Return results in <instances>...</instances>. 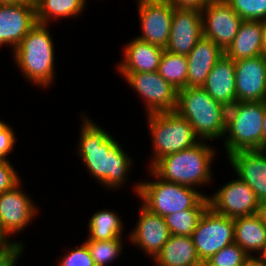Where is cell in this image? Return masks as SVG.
Masks as SVG:
<instances>
[{"label":"cell","instance_id":"obj_1","mask_svg":"<svg viewBox=\"0 0 266 266\" xmlns=\"http://www.w3.org/2000/svg\"><path fill=\"white\" fill-rule=\"evenodd\" d=\"M83 123L80 129L77 151L80 160L89 175L105 188L117 190L128 181L127 176L133 160L110 133L96 122L81 115Z\"/></svg>","mask_w":266,"mask_h":266},{"label":"cell","instance_id":"obj_2","mask_svg":"<svg viewBox=\"0 0 266 266\" xmlns=\"http://www.w3.org/2000/svg\"><path fill=\"white\" fill-rule=\"evenodd\" d=\"M207 141L169 154L159 159L150 169L162 180L189 186L202 187L212 182V161L216 158V149Z\"/></svg>","mask_w":266,"mask_h":266},{"label":"cell","instance_id":"obj_3","mask_svg":"<svg viewBox=\"0 0 266 266\" xmlns=\"http://www.w3.org/2000/svg\"><path fill=\"white\" fill-rule=\"evenodd\" d=\"M48 24H35L13 51L15 65L35 86L49 88L55 78V50Z\"/></svg>","mask_w":266,"mask_h":266},{"label":"cell","instance_id":"obj_4","mask_svg":"<svg viewBox=\"0 0 266 266\" xmlns=\"http://www.w3.org/2000/svg\"><path fill=\"white\" fill-rule=\"evenodd\" d=\"M175 111L189 122L199 140L209 142L224 138L227 108L212 99L202 87L177 90Z\"/></svg>","mask_w":266,"mask_h":266},{"label":"cell","instance_id":"obj_5","mask_svg":"<svg viewBox=\"0 0 266 266\" xmlns=\"http://www.w3.org/2000/svg\"><path fill=\"white\" fill-rule=\"evenodd\" d=\"M266 101L236 102L227 108L224 150L227 156L235 151L262 149V130Z\"/></svg>","mask_w":266,"mask_h":266},{"label":"cell","instance_id":"obj_6","mask_svg":"<svg viewBox=\"0 0 266 266\" xmlns=\"http://www.w3.org/2000/svg\"><path fill=\"white\" fill-rule=\"evenodd\" d=\"M149 173L155 180L140 181L134 190L141 204L154 214L164 217L191 209L207 196L195 188L162 180L150 168Z\"/></svg>","mask_w":266,"mask_h":266},{"label":"cell","instance_id":"obj_7","mask_svg":"<svg viewBox=\"0 0 266 266\" xmlns=\"http://www.w3.org/2000/svg\"><path fill=\"white\" fill-rule=\"evenodd\" d=\"M146 117L153 147L149 168L162 157L191 148L201 141L189 122L176 111L148 114Z\"/></svg>","mask_w":266,"mask_h":266},{"label":"cell","instance_id":"obj_8","mask_svg":"<svg viewBox=\"0 0 266 266\" xmlns=\"http://www.w3.org/2000/svg\"><path fill=\"white\" fill-rule=\"evenodd\" d=\"M201 262L234 243V220L208 207L191 235Z\"/></svg>","mask_w":266,"mask_h":266},{"label":"cell","instance_id":"obj_9","mask_svg":"<svg viewBox=\"0 0 266 266\" xmlns=\"http://www.w3.org/2000/svg\"><path fill=\"white\" fill-rule=\"evenodd\" d=\"M120 75L142 97L146 115L175 111L177 90L160 76L158 71L120 73Z\"/></svg>","mask_w":266,"mask_h":266},{"label":"cell","instance_id":"obj_10","mask_svg":"<svg viewBox=\"0 0 266 266\" xmlns=\"http://www.w3.org/2000/svg\"><path fill=\"white\" fill-rule=\"evenodd\" d=\"M209 207L218 214L236 218L259 212L260 201L250 186L238 177L207 196Z\"/></svg>","mask_w":266,"mask_h":266},{"label":"cell","instance_id":"obj_11","mask_svg":"<svg viewBox=\"0 0 266 266\" xmlns=\"http://www.w3.org/2000/svg\"><path fill=\"white\" fill-rule=\"evenodd\" d=\"M201 15L203 36L225 52L232 44L243 19L224 0H211Z\"/></svg>","mask_w":266,"mask_h":266},{"label":"cell","instance_id":"obj_12","mask_svg":"<svg viewBox=\"0 0 266 266\" xmlns=\"http://www.w3.org/2000/svg\"><path fill=\"white\" fill-rule=\"evenodd\" d=\"M142 34L137 38L165 50L174 8L166 0H137Z\"/></svg>","mask_w":266,"mask_h":266},{"label":"cell","instance_id":"obj_13","mask_svg":"<svg viewBox=\"0 0 266 266\" xmlns=\"http://www.w3.org/2000/svg\"><path fill=\"white\" fill-rule=\"evenodd\" d=\"M21 185L20 181L12 189L0 194V220L10 237L26 229L38 214L37 206Z\"/></svg>","mask_w":266,"mask_h":266},{"label":"cell","instance_id":"obj_14","mask_svg":"<svg viewBox=\"0 0 266 266\" xmlns=\"http://www.w3.org/2000/svg\"><path fill=\"white\" fill-rule=\"evenodd\" d=\"M37 23L34 4H0V46L10 45L13 52Z\"/></svg>","mask_w":266,"mask_h":266},{"label":"cell","instance_id":"obj_15","mask_svg":"<svg viewBox=\"0 0 266 266\" xmlns=\"http://www.w3.org/2000/svg\"><path fill=\"white\" fill-rule=\"evenodd\" d=\"M140 213L136 225L129 233V241L154 259L170 237L164 217L150 212L140 204Z\"/></svg>","mask_w":266,"mask_h":266},{"label":"cell","instance_id":"obj_16","mask_svg":"<svg viewBox=\"0 0 266 266\" xmlns=\"http://www.w3.org/2000/svg\"><path fill=\"white\" fill-rule=\"evenodd\" d=\"M202 37L201 11L174 8L170 37L165 50L187 56Z\"/></svg>","mask_w":266,"mask_h":266},{"label":"cell","instance_id":"obj_17","mask_svg":"<svg viewBox=\"0 0 266 266\" xmlns=\"http://www.w3.org/2000/svg\"><path fill=\"white\" fill-rule=\"evenodd\" d=\"M234 64L237 102L265 101L266 58L260 55Z\"/></svg>","mask_w":266,"mask_h":266},{"label":"cell","instance_id":"obj_18","mask_svg":"<svg viewBox=\"0 0 266 266\" xmlns=\"http://www.w3.org/2000/svg\"><path fill=\"white\" fill-rule=\"evenodd\" d=\"M227 158L237 177L250 186L260 202L266 201V150L235 151Z\"/></svg>","mask_w":266,"mask_h":266},{"label":"cell","instance_id":"obj_19","mask_svg":"<svg viewBox=\"0 0 266 266\" xmlns=\"http://www.w3.org/2000/svg\"><path fill=\"white\" fill-rule=\"evenodd\" d=\"M202 88L226 108L233 106L237 102L234 61L224 54L208 74Z\"/></svg>","mask_w":266,"mask_h":266},{"label":"cell","instance_id":"obj_20","mask_svg":"<svg viewBox=\"0 0 266 266\" xmlns=\"http://www.w3.org/2000/svg\"><path fill=\"white\" fill-rule=\"evenodd\" d=\"M122 51L124 56L117 64L118 73H136L158 71L164 49L136 37Z\"/></svg>","mask_w":266,"mask_h":266},{"label":"cell","instance_id":"obj_21","mask_svg":"<svg viewBox=\"0 0 266 266\" xmlns=\"http://www.w3.org/2000/svg\"><path fill=\"white\" fill-rule=\"evenodd\" d=\"M224 54L220 47L203 36L187 55V87H202L208 74Z\"/></svg>","mask_w":266,"mask_h":266},{"label":"cell","instance_id":"obj_22","mask_svg":"<svg viewBox=\"0 0 266 266\" xmlns=\"http://www.w3.org/2000/svg\"><path fill=\"white\" fill-rule=\"evenodd\" d=\"M234 220V243L238 244L249 256L256 252L259 257L266 250V227L258 213L240 216Z\"/></svg>","mask_w":266,"mask_h":266},{"label":"cell","instance_id":"obj_23","mask_svg":"<svg viewBox=\"0 0 266 266\" xmlns=\"http://www.w3.org/2000/svg\"><path fill=\"white\" fill-rule=\"evenodd\" d=\"M157 266H201L191 236L170 235L153 259Z\"/></svg>","mask_w":266,"mask_h":266},{"label":"cell","instance_id":"obj_24","mask_svg":"<svg viewBox=\"0 0 266 266\" xmlns=\"http://www.w3.org/2000/svg\"><path fill=\"white\" fill-rule=\"evenodd\" d=\"M262 21L243 20L225 55L233 61L262 55Z\"/></svg>","mask_w":266,"mask_h":266},{"label":"cell","instance_id":"obj_25","mask_svg":"<svg viewBox=\"0 0 266 266\" xmlns=\"http://www.w3.org/2000/svg\"><path fill=\"white\" fill-rule=\"evenodd\" d=\"M86 0H39L35 4L37 22L49 24L62 18H73L86 8Z\"/></svg>","mask_w":266,"mask_h":266},{"label":"cell","instance_id":"obj_26","mask_svg":"<svg viewBox=\"0 0 266 266\" xmlns=\"http://www.w3.org/2000/svg\"><path fill=\"white\" fill-rule=\"evenodd\" d=\"M88 221L87 239L103 241L123 237L124 223L116 211H111V209L96 211Z\"/></svg>","mask_w":266,"mask_h":266},{"label":"cell","instance_id":"obj_27","mask_svg":"<svg viewBox=\"0 0 266 266\" xmlns=\"http://www.w3.org/2000/svg\"><path fill=\"white\" fill-rule=\"evenodd\" d=\"M208 207V197L204 196L193 208L164 216L170 234L176 236H191L201 216Z\"/></svg>","mask_w":266,"mask_h":266},{"label":"cell","instance_id":"obj_28","mask_svg":"<svg viewBox=\"0 0 266 266\" xmlns=\"http://www.w3.org/2000/svg\"><path fill=\"white\" fill-rule=\"evenodd\" d=\"M158 73L176 90L187 87V56L173 54L164 50Z\"/></svg>","mask_w":266,"mask_h":266},{"label":"cell","instance_id":"obj_29","mask_svg":"<svg viewBox=\"0 0 266 266\" xmlns=\"http://www.w3.org/2000/svg\"><path fill=\"white\" fill-rule=\"evenodd\" d=\"M122 240V237L103 241L86 239L84 243L87 245L95 265L107 266L118 259L120 254L122 255L124 248Z\"/></svg>","mask_w":266,"mask_h":266},{"label":"cell","instance_id":"obj_30","mask_svg":"<svg viewBox=\"0 0 266 266\" xmlns=\"http://www.w3.org/2000/svg\"><path fill=\"white\" fill-rule=\"evenodd\" d=\"M243 20H266V0H224Z\"/></svg>","mask_w":266,"mask_h":266},{"label":"cell","instance_id":"obj_31","mask_svg":"<svg viewBox=\"0 0 266 266\" xmlns=\"http://www.w3.org/2000/svg\"><path fill=\"white\" fill-rule=\"evenodd\" d=\"M249 255L236 243L226 246L207 261L214 266H241Z\"/></svg>","mask_w":266,"mask_h":266},{"label":"cell","instance_id":"obj_32","mask_svg":"<svg viewBox=\"0 0 266 266\" xmlns=\"http://www.w3.org/2000/svg\"><path fill=\"white\" fill-rule=\"evenodd\" d=\"M59 258V266H96L84 242Z\"/></svg>","mask_w":266,"mask_h":266},{"label":"cell","instance_id":"obj_33","mask_svg":"<svg viewBox=\"0 0 266 266\" xmlns=\"http://www.w3.org/2000/svg\"><path fill=\"white\" fill-rule=\"evenodd\" d=\"M9 160L0 159V194L12 189L21 179Z\"/></svg>","mask_w":266,"mask_h":266},{"label":"cell","instance_id":"obj_34","mask_svg":"<svg viewBox=\"0 0 266 266\" xmlns=\"http://www.w3.org/2000/svg\"><path fill=\"white\" fill-rule=\"evenodd\" d=\"M16 135L11 126L0 119V159H7L8 154L12 152L16 142Z\"/></svg>","mask_w":266,"mask_h":266},{"label":"cell","instance_id":"obj_35","mask_svg":"<svg viewBox=\"0 0 266 266\" xmlns=\"http://www.w3.org/2000/svg\"><path fill=\"white\" fill-rule=\"evenodd\" d=\"M24 243L16 242L12 245L0 248V266H16L20 255H23Z\"/></svg>","mask_w":266,"mask_h":266},{"label":"cell","instance_id":"obj_36","mask_svg":"<svg viewBox=\"0 0 266 266\" xmlns=\"http://www.w3.org/2000/svg\"><path fill=\"white\" fill-rule=\"evenodd\" d=\"M176 9H197L202 11L211 0H166Z\"/></svg>","mask_w":266,"mask_h":266},{"label":"cell","instance_id":"obj_37","mask_svg":"<svg viewBox=\"0 0 266 266\" xmlns=\"http://www.w3.org/2000/svg\"><path fill=\"white\" fill-rule=\"evenodd\" d=\"M10 236L4 231V228L1 224V220H0V248H4L6 246L12 245L16 242L22 243V241H18V240H9Z\"/></svg>","mask_w":266,"mask_h":266},{"label":"cell","instance_id":"obj_38","mask_svg":"<svg viewBox=\"0 0 266 266\" xmlns=\"http://www.w3.org/2000/svg\"><path fill=\"white\" fill-rule=\"evenodd\" d=\"M241 266H266L262 257L249 256V258Z\"/></svg>","mask_w":266,"mask_h":266},{"label":"cell","instance_id":"obj_39","mask_svg":"<svg viewBox=\"0 0 266 266\" xmlns=\"http://www.w3.org/2000/svg\"><path fill=\"white\" fill-rule=\"evenodd\" d=\"M261 51L262 55L266 58V20L262 21Z\"/></svg>","mask_w":266,"mask_h":266},{"label":"cell","instance_id":"obj_40","mask_svg":"<svg viewBox=\"0 0 266 266\" xmlns=\"http://www.w3.org/2000/svg\"><path fill=\"white\" fill-rule=\"evenodd\" d=\"M258 214L260 215V217H261V219L263 221V224L266 227V201L260 202V207H259Z\"/></svg>","mask_w":266,"mask_h":266},{"label":"cell","instance_id":"obj_41","mask_svg":"<svg viewBox=\"0 0 266 266\" xmlns=\"http://www.w3.org/2000/svg\"><path fill=\"white\" fill-rule=\"evenodd\" d=\"M262 149L266 150V109H265L263 130H262Z\"/></svg>","mask_w":266,"mask_h":266},{"label":"cell","instance_id":"obj_42","mask_svg":"<svg viewBox=\"0 0 266 266\" xmlns=\"http://www.w3.org/2000/svg\"><path fill=\"white\" fill-rule=\"evenodd\" d=\"M28 0H0V4H21Z\"/></svg>","mask_w":266,"mask_h":266},{"label":"cell","instance_id":"obj_43","mask_svg":"<svg viewBox=\"0 0 266 266\" xmlns=\"http://www.w3.org/2000/svg\"><path fill=\"white\" fill-rule=\"evenodd\" d=\"M201 266H214V265H211L207 260L206 261H203L201 263Z\"/></svg>","mask_w":266,"mask_h":266},{"label":"cell","instance_id":"obj_44","mask_svg":"<svg viewBox=\"0 0 266 266\" xmlns=\"http://www.w3.org/2000/svg\"><path fill=\"white\" fill-rule=\"evenodd\" d=\"M261 257L264 260V262L266 263V250H265V252L263 253V255Z\"/></svg>","mask_w":266,"mask_h":266},{"label":"cell","instance_id":"obj_45","mask_svg":"<svg viewBox=\"0 0 266 266\" xmlns=\"http://www.w3.org/2000/svg\"><path fill=\"white\" fill-rule=\"evenodd\" d=\"M39 0H28L29 3L36 4Z\"/></svg>","mask_w":266,"mask_h":266}]
</instances>
